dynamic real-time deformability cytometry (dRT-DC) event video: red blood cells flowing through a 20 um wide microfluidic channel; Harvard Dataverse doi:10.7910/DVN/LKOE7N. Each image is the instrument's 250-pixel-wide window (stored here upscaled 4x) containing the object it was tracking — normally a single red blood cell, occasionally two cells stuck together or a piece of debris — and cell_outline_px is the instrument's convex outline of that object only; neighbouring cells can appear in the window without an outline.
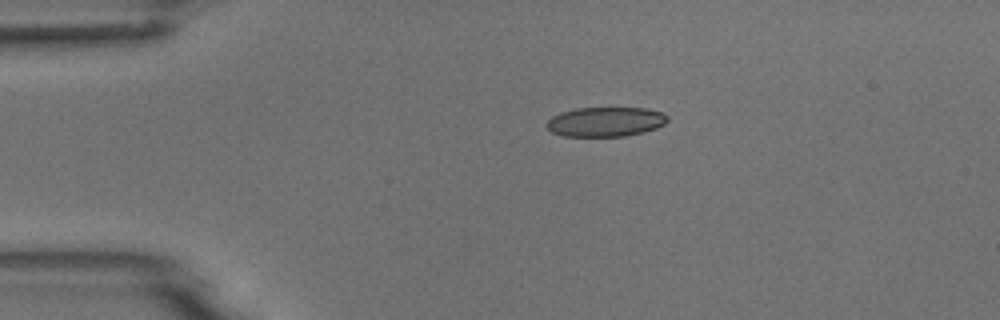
{"species": "common noctule bat (a hibernating species)", "species_latin": "Nyctalus noctula", "temperature_condition": "room temperature", "stored_images_in_passage": 4, "camera_frame_rate_fps": 3000, "um_per_image_px": 0.085, "animal": {"sex": "male", "body_mass_g": 18.8}, "frame": {"image": 1, "passage_image": 3, "time_ms": 2.333, "image_size_px": [1000, 320], "cell_outline_px": [[668, 120], [664, 124], [656, 128], [644, 132], [624, 136], [564, 136], [552, 132], [544, 124], [552, 116], [560, 112], [576, 108], [648, 108], [664, 112], [668, 116]], "centroid_in_image_um": [51.48, 10.34], "position_along_channel_um": 33.5, "area_um2": 20.98}}